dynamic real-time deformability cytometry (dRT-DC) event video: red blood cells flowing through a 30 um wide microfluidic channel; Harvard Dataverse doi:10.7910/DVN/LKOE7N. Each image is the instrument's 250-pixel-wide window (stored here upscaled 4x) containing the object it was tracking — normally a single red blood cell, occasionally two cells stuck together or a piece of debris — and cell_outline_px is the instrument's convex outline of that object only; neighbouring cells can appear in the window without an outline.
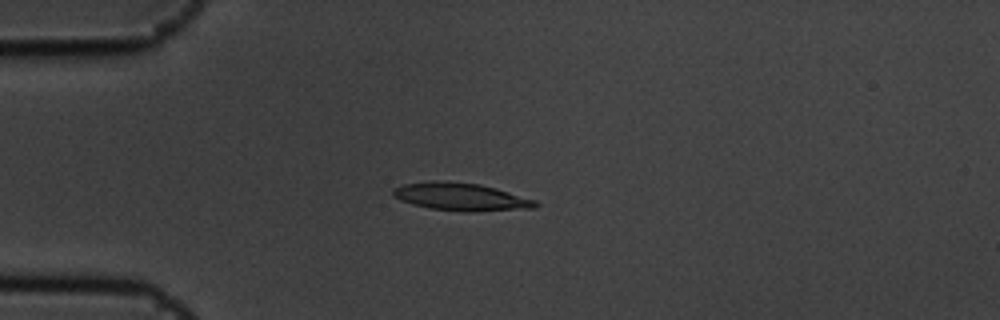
{"species": "common noctule bat (a hibernating species)", "species_latin": "Nyctalus noctula", "temperature_condition": "cold", "stored_images_in_passage": 14, "camera_frame_rate_fps": 3000, "um_per_image_px": 0.085, "animal": {"sex": "male", "body_mass_g": 19.5, "forearm_length_mm": 54.6}, "frame": {"image": 1, "passage_image": 3, "time_ms": 0.667, "image_size_px": [1000, 320], "cell_outline_px": [[540, 204], [536, 208], [476, 212], [464, 212], [428, 208], [412, 204], [400, 200], [392, 196], [392, 188], [404, 184], [432, 180], [436, 180], [480, 184], [496, 188], [536, 200]], "centroid_in_image_um": [39.18, 16.73], "position_along_channel_um": 45.8, "area_um2": 23.35}}
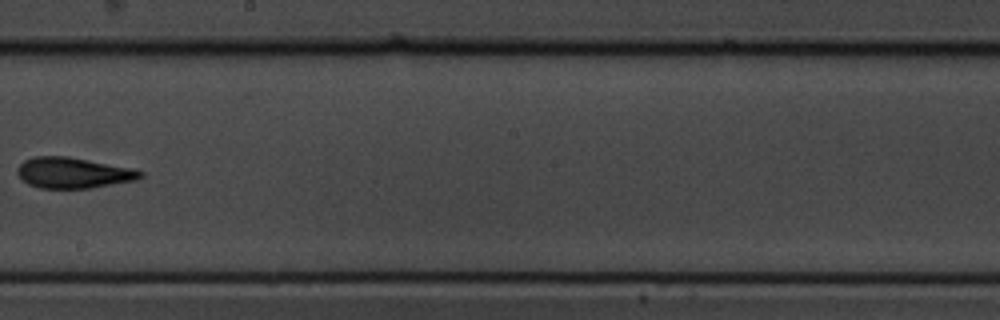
{"frame": {"image": 2, "passage_image": 8, "time_ms": 2.333, "image_size_px": [1000, 320], "cell_outline_px": [[144, 176], [136, 180], [92, 188], [40, 188], [28, 184], [16, 172], [16, 168], [24, 160], [32, 156], [68, 156], [128, 168], [144, 172]], "centroid_in_image_um": [6.19, 14.69], "position_along_channel_um": 242.0, "area_um2": 21.91}}
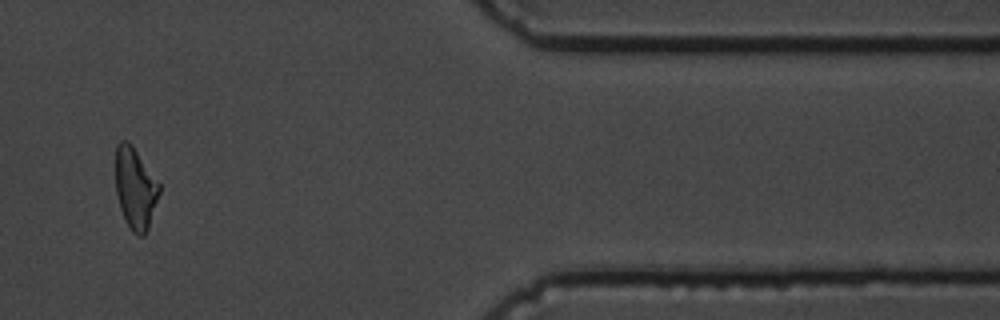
{"frame": {"image": 3, "passage_image": 12, "time_ms": 3.667, "image_size_px": [1000, 320], "cell_outline_px": [[160, 192], [148, 228], [144, 236], [136, 236], [132, 232], [120, 208], [116, 192], [116, 144], [120, 140], [124, 140], [132, 144], [160, 184]], "centroid_in_image_um": [11.5, 15.99], "position_along_channel_um": 399.9, "area_um2": 20.63}}